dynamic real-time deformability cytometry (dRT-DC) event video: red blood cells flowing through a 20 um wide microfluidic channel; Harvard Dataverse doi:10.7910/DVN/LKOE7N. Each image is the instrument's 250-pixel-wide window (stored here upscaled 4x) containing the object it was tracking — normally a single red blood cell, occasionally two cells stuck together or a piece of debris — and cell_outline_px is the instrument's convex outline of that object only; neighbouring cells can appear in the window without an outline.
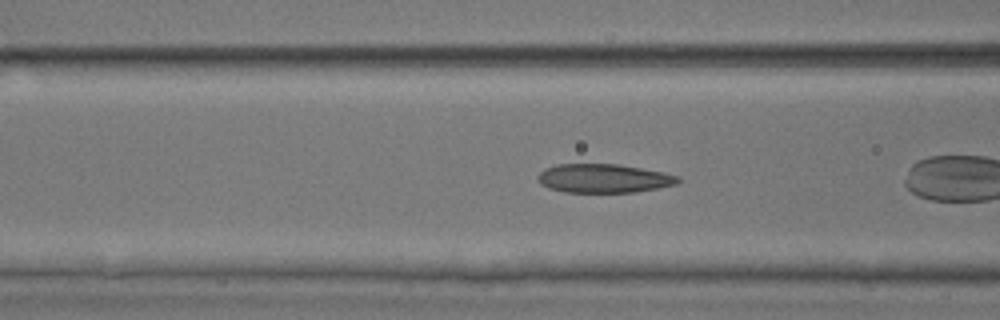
{"species": "common noctule bat (a hibernating species)", "species_latin": "Nyctalus noctula", "temperature_condition": "room temperature", "stored_images_in_passage": 25, "camera_frame_rate_fps": 3000, "um_per_image_px": 0.085, "animal": {"sex": "male", "body_mass_g": 17.9, "forearm_length_mm": 54.2}, "frame": {"image": 1, "passage_image": 4, "time_ms": 1.0, "image_size_px": [1000, 320], "cell_outline_px": [[680, 180], [676, 184], [636, 192], [564, 192], [548, 188], [540, 184], [536, 176], [544, 168], [556, 164], [616, 164], [664, 172], [680, 176]], "centroid_in_image_um": [51.28, 15.16], "position_along_channel_um": 115.3, "area_um2": 23.58}}